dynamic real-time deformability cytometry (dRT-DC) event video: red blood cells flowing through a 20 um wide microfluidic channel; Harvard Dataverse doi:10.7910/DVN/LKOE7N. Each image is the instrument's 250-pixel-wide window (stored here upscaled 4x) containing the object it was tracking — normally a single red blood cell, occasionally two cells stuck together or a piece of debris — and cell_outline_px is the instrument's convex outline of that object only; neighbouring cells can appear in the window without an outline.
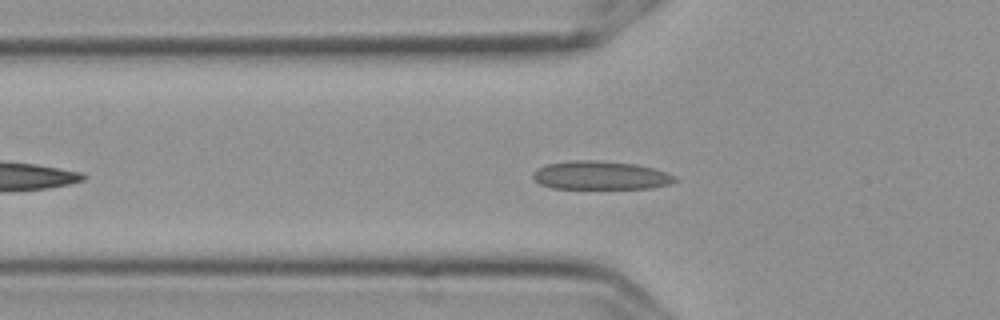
{"species": "Egyptian fruit bat (a non-hibernating species)", "species_latin": "Rousettus aegyptiacus", "temperature_condition": "cold", "stored_images_in_passage": 38, "camera_frame_rate_fps": 3000, "um_per_image_px": 0.085, "frame": {"image": 1, "passage_image": 9, "time_ms": 2.667, "image_size_px": [1000, 320], "cell_outline_px": [[676, 180], [668, 184], [652, 188], [552, 188], [540, 184], [532, 176], [532, 172], [548, 164], [572, 160], [596, 160], [636, 164], [652, 168], [676, 176]], "centroid_in_image_um": [51.03, 14.9], "position_along_channel_um": 74.8, "area_um2": 23.29}}
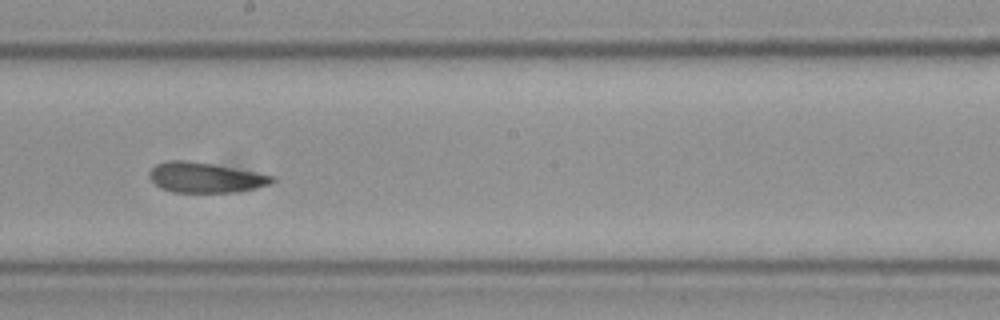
{"frame": {"image": 2, "passage_image": 22, "time_ms": 7.0, "image_size_px": [1000, 320], "cell_outline_px": [[276, 180], [272, 184], [256, 188], [232, 192], [172, 192], [160, 188], [148, 176], [148, 172], [156, 164], [168, 160], [188, 160], [212, 164], [276, 176]], "centroid_in_image_um": [17.45, 15.09], "position_along_channel_um": 230.8, "area_um2": 21.62}}
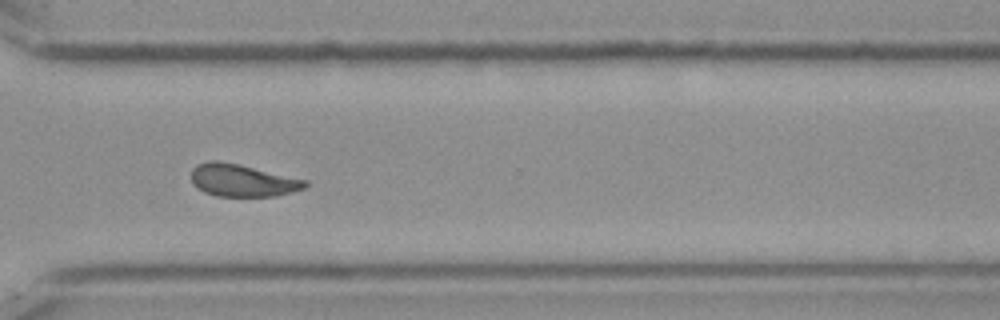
{"frame": {"image": 3, "passage_image": 32, "time_ms": 10.333, "image_size_px": [1000, 320], "cell_outline_px": [[308, 184], [304, 188], [292, 192], [276, 196], [216, 196], [204, 192], [192, 184], [192, 168], [196, 164], [208, 160], [216, 160], [240, 164], [308, 180]], "centroid_in_image_um": [20.59, 15.32], "position_along_channel_um": 350.0, "area_um2": 21.68}, "authors_computed_cell_mechanics": {"area_um2": 22.253, "velocity_mm_per_s": 3.5862, "shape_relaxation_time_tau1_ms": 6.7509, "shape_relaxation_time_tau2_ms": 1.1947, "deformation_change_tau1": 0.1432, "deformation_change_tau2": 0.0517}}